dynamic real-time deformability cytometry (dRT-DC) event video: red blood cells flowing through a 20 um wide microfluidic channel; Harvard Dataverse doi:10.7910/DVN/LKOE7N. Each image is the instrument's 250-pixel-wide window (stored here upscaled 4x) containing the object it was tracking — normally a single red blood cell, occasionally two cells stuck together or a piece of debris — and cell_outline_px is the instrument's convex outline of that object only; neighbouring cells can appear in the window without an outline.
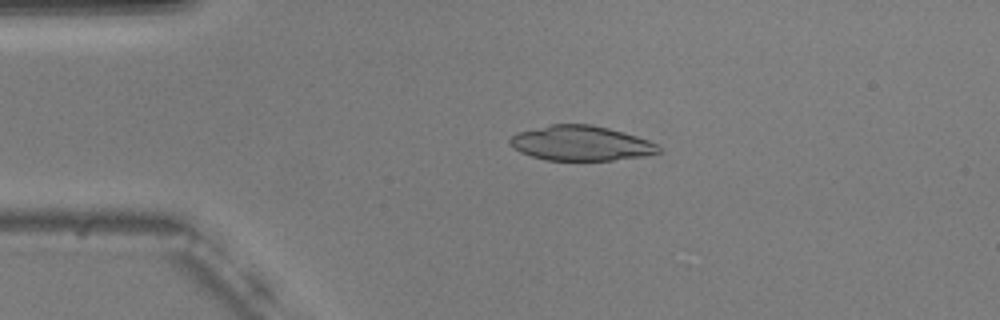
{"species": "common noctule bat (a hibernating species)", "species_latin": "Nyctalus noctula", "temperature_condition": "warm", "stored_images_in_passage": 53, "camera_frame_rate_fps": 3000, "um_per_image_px": 0.085, "animal": {"sex": "male", "body_mass_g": 20.5, "forearm_length_mm": 52.5}, "frame": {"image": 1, "passage_image": 11, "time_ms": 3.333, "image_size_px": [1000, 320], "cell_outline_px": [[660, 152], [644, 156], [612, 160], [544, 160], [520, 152], [508, 144], [508, 140], [516, 132], [548, 124], [592, 124], [624, 132], [648, 140], [656, 144], [660, 148]], "centroid_in_image_um": [49.33, 12.16], "position_along_channel_um": 35.7, "area_um2": 30.35}}
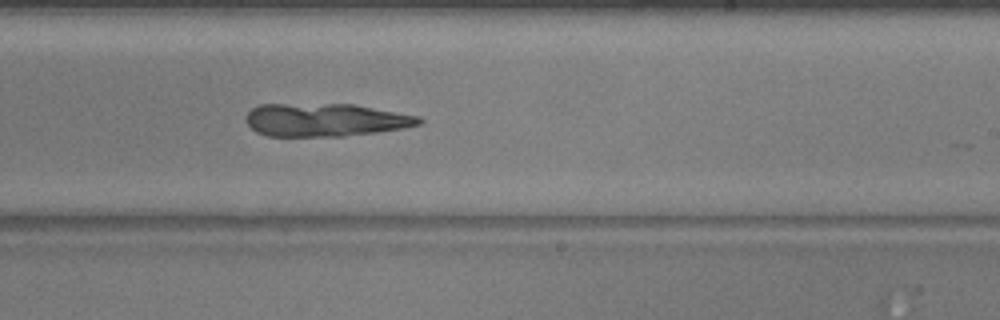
{"frame": {"image": 2, "passage_image": 32, "time_ms": 10.333, "image_size_px": [1000, 320], "cell_outline_px": [[424, 120], [420, 124], [404, 128], [376, 132], [344, 136], [268, 136], [256, 132], [244, 120], [248, 112], [252, 108], [260, 104], [352, 104], [420, 116]], "centroid_in_image_um": [27.65, 10.19], "position_along_channel_um": 261.4, "area_um2": 33.35}}
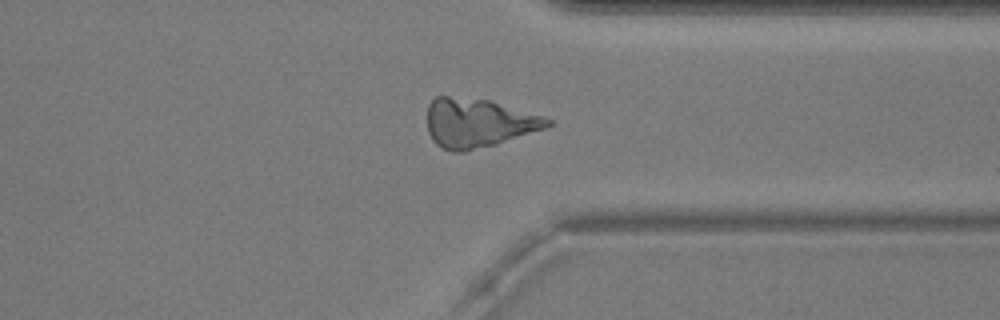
{"frame": {"image": 3, "passage_image": 41, "time_ms": 13.333, "image_size_px": [1000, 320], "cell_outline_px": [[552, 124], [544, 128], [496, 144], [464, 152], [452, 152], [436, 144], [432, 140], [428, 132], [428, 104], [436, 96], [448, 96], [488, 100], [544, 116], [552, 120]], "centroid_in_image_um": [40.62, 10.45], "position_along_channel_um": 370.8, "area_um2": 34.04}}